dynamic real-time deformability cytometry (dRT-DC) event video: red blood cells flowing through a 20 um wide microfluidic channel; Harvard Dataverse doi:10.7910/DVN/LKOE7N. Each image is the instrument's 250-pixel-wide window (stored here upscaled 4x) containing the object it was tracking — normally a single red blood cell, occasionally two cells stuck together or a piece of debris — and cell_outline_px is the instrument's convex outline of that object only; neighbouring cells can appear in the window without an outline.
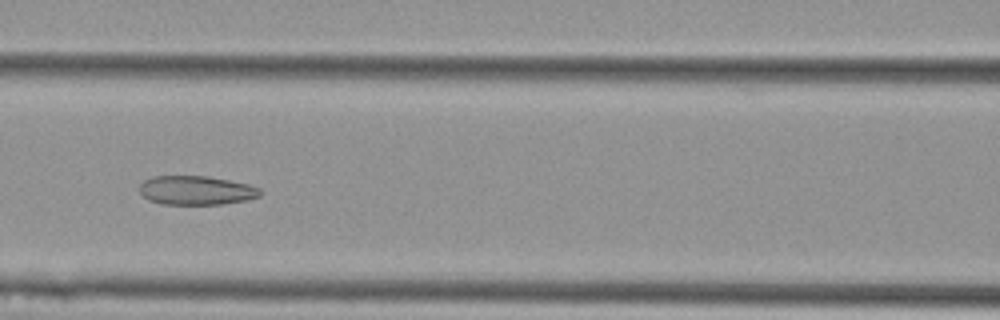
{"species": "Egyptian fruit bat (a non-hibernating species)", "species_latin": "Rousettus aegyptiacus", "temperature_condition": "cold", "stored_images_in_passage": 56, "camera_frame_rate_fps": 3000, "um_per_image_px": 0.085, "animal": {"sex": "female"}, "frame": {"image": 1, "passage_image": 25, "time_ms": 8.0, "image_size_px": [1000, 320], "cell_outline_px": [[264, 192], [260, 196], [248, 200], [220, 204], [160, 204], [148, 200], [140, 192], [140, 184], [144, 180], [152, 176], [208, 176], [248, 184], [260, 188]], "centroid_in_image_um": [16.7, 16.18], "position_along_channel_um": 149.9, "area_um2": 20.52}}
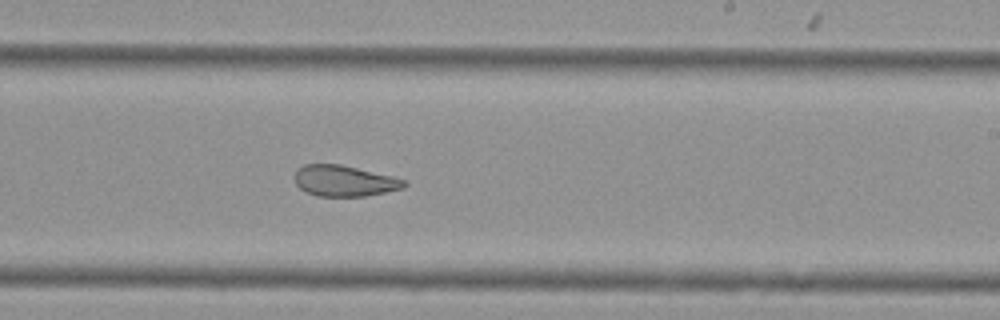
{"frame": {"image": 2, "passage_image": 34, "time_ms": 11.0, "image_size_px": [1000, 320], "cell_outline_px": [[408, 184], [404, 188], [364, 196], [320, 196], [304, 192], [296, 184], [292, 176], [296, 168], [304, 164], [340, 164], [392, 176], [408, 180]], "centroid_in_image_um": [29.23, 15.36], "position_along_channel_um": 259.8, "area_um2": 20.0}}
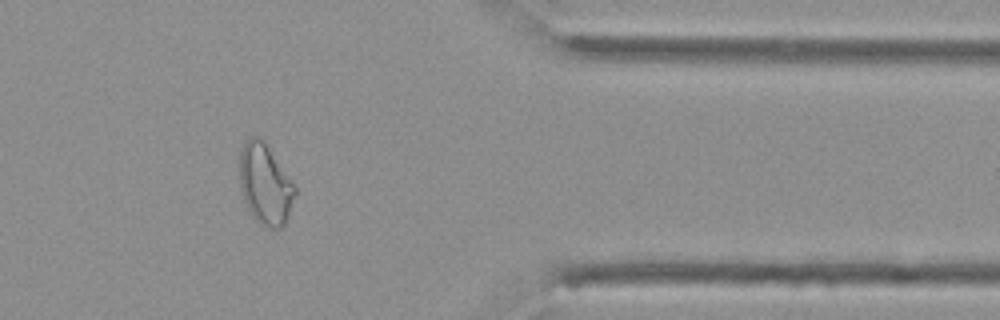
{"frame": {"image": 3, "passage_image": 46, "time_ms": 15.0, "image_size_px": [1000, 320], "cell_outline_px": [[296, 192], [288, 216], [284, 224], [280, 228], [268, 228], [260, 224], [252, 216], [244, 200], [240, 188], [240, 152], [244, 140], [248, 136], [256, 136], [264, 140], [296, 188]], "centroid_in_image_um": [22.51, 15.64], "position_along_channel_um": 388.9, "area_um2": 25.89}, "authors_computed_cell_mechanics": {"area_um2": 26.4724, "velocity_mm_per_s": 3.6812, "shape_relaxation_time_tau1_ms": null, "shape_relaxation_time_tau2_ms": 1.8468, "deformation_change_tau1": null, "deformation_change_tau2": 0.0861}}